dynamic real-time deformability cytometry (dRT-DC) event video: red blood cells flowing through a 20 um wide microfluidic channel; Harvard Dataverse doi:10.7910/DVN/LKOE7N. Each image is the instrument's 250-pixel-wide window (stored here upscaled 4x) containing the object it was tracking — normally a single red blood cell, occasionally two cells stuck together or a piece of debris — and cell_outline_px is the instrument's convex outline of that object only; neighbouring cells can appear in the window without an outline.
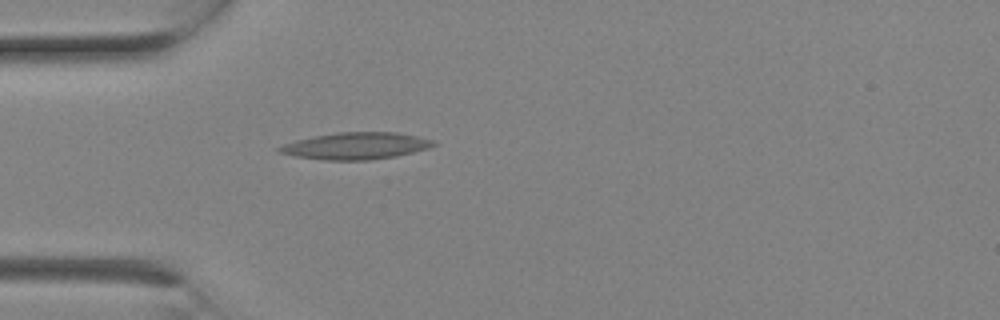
{"species": "Egyptian fruit bat (a non-hibernating species)", "species_latin": "Rousettus aegyptiacus", "temperature_condition": "room temperature", "stored_images_in_passage": 1, "camera_frame_rate_fps": 3000, "um_per_image_px": 0.085, "animal": {"sex": "female"}, "frame": {"image": 1, "passage_image": 1, "time_ms": 0.0, "image_size_px": [1000, 320], "cell_outline_px": [[440, 144], [428, 148], [396, 156], [368, 160], [324, 160], [296, 156], [280, 152], [276, 148], [284, 144], [296, 140], [316, 136], [340, 132], [396, 132], [416, 136], [432, 140]], "centroid_in_image_um": [30.28, 12.4], "position_along_channel_um": 54.7, "area_um2": 23.87}}